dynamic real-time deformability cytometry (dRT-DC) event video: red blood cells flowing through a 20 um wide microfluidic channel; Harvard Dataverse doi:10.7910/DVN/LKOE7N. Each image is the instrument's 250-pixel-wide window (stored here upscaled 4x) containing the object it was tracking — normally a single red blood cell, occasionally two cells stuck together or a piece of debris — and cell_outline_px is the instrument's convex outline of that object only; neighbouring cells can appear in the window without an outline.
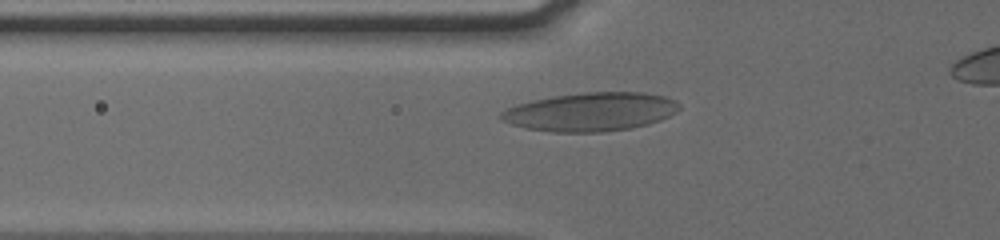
{"species": "human", "species_latin": "Homo sapiens", "temperature_condition": "cold", "stored_images_in_passage": 43, "camera_frame_rate_fps": 3000, "um_per_image_px": 0.085, "donor": {"sex": "male"}, "frame": {"image": 1, "passage_image": 13, "time_ms": 4.0, "image_size_px": [1000, 240], "cell_outline_px": [[680, 108], [676, 112], [660, 120], [648, 124], [632, 128], [604, 132], [552, 132], [524, 128], [500, 120], [500, 112], [516, 104], [532, 100], [552, 96], [584, 92], [640, 92], [664, 96], [676, 100], [680, 104]], "centroid_in_image_um": [50.2, 9.51], "position_along_channel_um": 75.6, "area_um2": 40.29}}
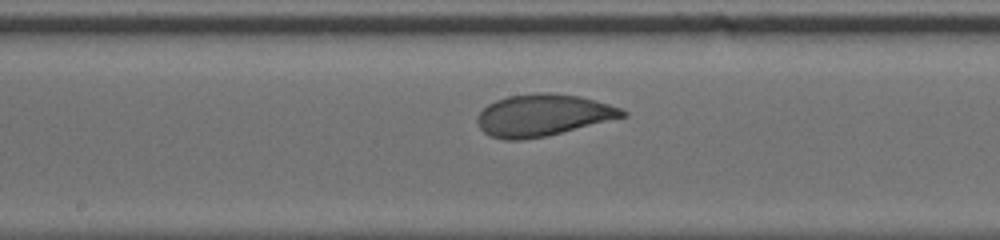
{"frame": {"image": 2, "passage_image": 23, "time_ms": 7.333, "image_size_px": [1000, 240], "cell_outline_px": [[628, 116], [544, 136], [524, 140], [504, 140], [492, 136], [484, 132], [480, 128], [476, 120], [476, 116], [488, 104], [496, 100], [508, 96], [540, 92], [548, 92], [580, 96], [608, 104], [620, 108], [628, 112]], "centroid_in_image_um": [46.13, 9.78], "position_along_channel_um": 202.1, "area_um2": 35.2}}
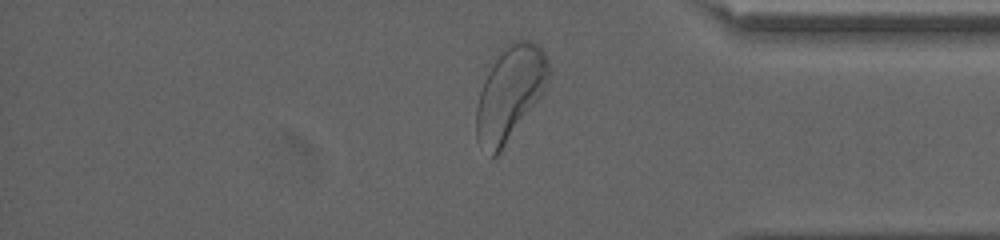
{"frame": {"image": 3, "passage_image": 39, "time_ms": 12.667, "image_size_px": [1000, 240], "cell_outline_px": [[552, 72], [540, 96], [500, 152], [492, 160], [476, 136], [476, 108], [480, 92], [484, 80], [500, 48], [516, 40], [528, 40], [536, 44], [544, 52], [548, 60]], "centroid_in_image_um": [43.34, 7.89], "position_along_channel_um": 391.9, "area_um2": 39.19}}